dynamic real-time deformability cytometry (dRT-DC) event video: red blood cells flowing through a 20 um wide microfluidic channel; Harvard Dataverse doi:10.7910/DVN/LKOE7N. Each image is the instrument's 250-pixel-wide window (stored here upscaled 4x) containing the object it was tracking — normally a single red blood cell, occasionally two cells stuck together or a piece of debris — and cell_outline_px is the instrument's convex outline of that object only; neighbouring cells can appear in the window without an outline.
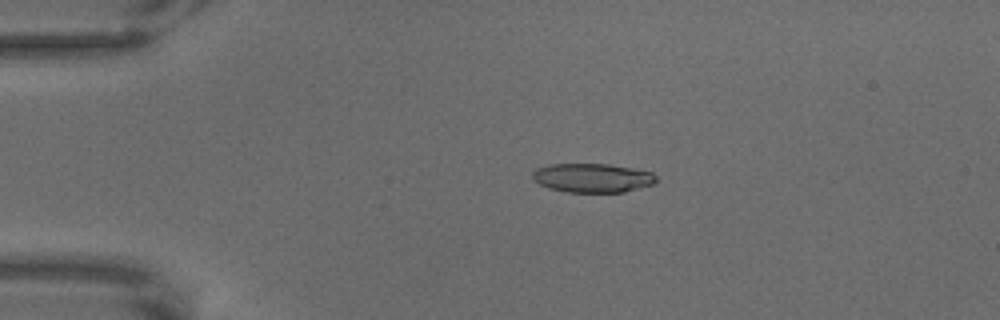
{"species": "common noctule bat (a hibernating species)", "species_latin": "Nyctalus noctula", "temperature_condition": "warm", "stored_images_in_passage": 66, "camera_frame_rate_fps": 3000, "um_per_image_px": 0.085, "animal": {"sex": "male", "body_mass_g": 18.8}, "frame": {"image": 1, "passage_image": 14, "time_ms": 4.333, "image_size_px": [1000, 320], "cell_outline_px": [[656, 180], [652, 184], [624, 192], [568, 192], [548, 188], [532, 180], [532, 172], [536, 168], [548, 164], [608, 164], [632, 168], [652, 172], [656, 176]], "centroid_in_image_um": [50.31, 15.11], "position_along_channel_um": 34.7, "area_um2": 20.92}}
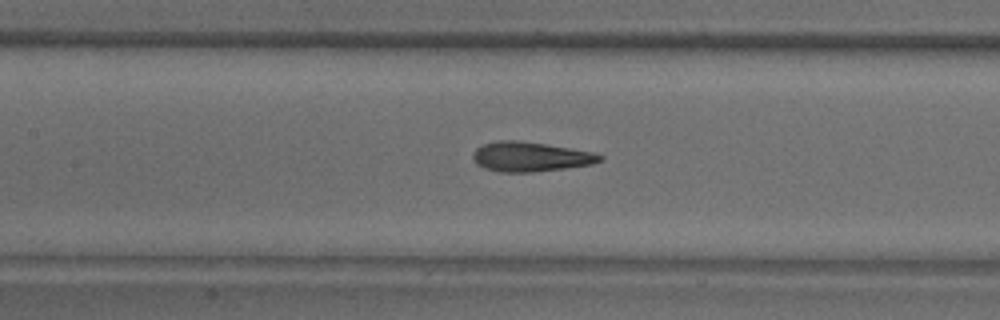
{"frame": {"image": 2, "passage_image": 31, "time_ms": 10.0, "image_size_px": [1000, 320], "cell_outline_px": [[604, 160], [592, 164], [564, 168], [532, 172], [500, 172], [484, 168], [476, 164], [472, 160], [472, 152], [476, 148], [484, 144], [496, 140], [520, 140], [596, 152], [604, 156]], "centroid_in_image_um": [45.08, 13.31], "position_along_channel_um": 162.3, "area_um2": 22.2}}
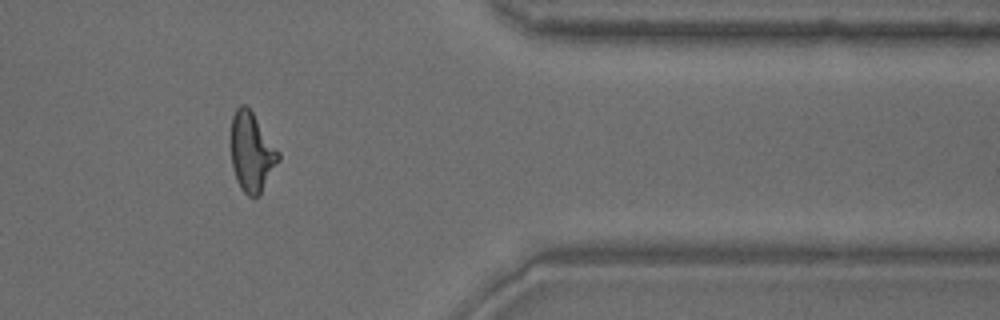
{"frame": {"image": 3, "passage_image": 55, "time_ms": 18.0, "image_size_px": [1000, 320], "cell_outline_px": [[280, 160], [260, 196], [248, 196], [240, 188], [236, 180], [232, 168], [228, 140], [228, 136], [232, 116], [236, 108], [240, 104], [248, 104], [280, 152]], "centroid_in_image_um": [21.35, 12.89], "position_along_channel_um": 390.0, "area_um2": 23.06}}